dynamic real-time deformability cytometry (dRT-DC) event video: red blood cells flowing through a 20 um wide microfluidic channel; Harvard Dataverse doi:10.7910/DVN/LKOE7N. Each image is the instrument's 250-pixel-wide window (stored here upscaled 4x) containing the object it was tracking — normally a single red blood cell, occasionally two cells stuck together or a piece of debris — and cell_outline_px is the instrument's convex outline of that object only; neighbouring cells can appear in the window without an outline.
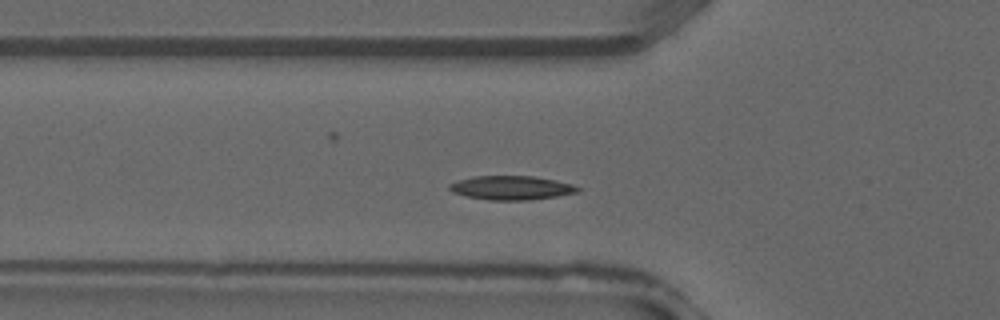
{"species": "common noctule bat (a hibernating species)", "species_latin": "Nyctalus noctula", "temperature_condition": "warm", "stored_images_in_passage": 34, "camera_frame_rate_fps": 3000, "um_per_image_px": 0.085, "animal": {"sex": "male", "forearm_length_mm": 52.5}, "frame": {"image": 1, "passage_image": 8, "time_ms": 2.333, "image_size_px": [1000, 320], "cell_outline_px": [[580, 192], [556, 196], [528, 200], [488, 200], [468, 196], [452, 192], [448, 188], [448, 184], [456, 180], [476, 176], [536, 176], [572, 184], [580, 188]], "centroid_in_image_um": [43.45, 15.96], "position_along_channel_um": 82.3, "area_um2": 17.92}}
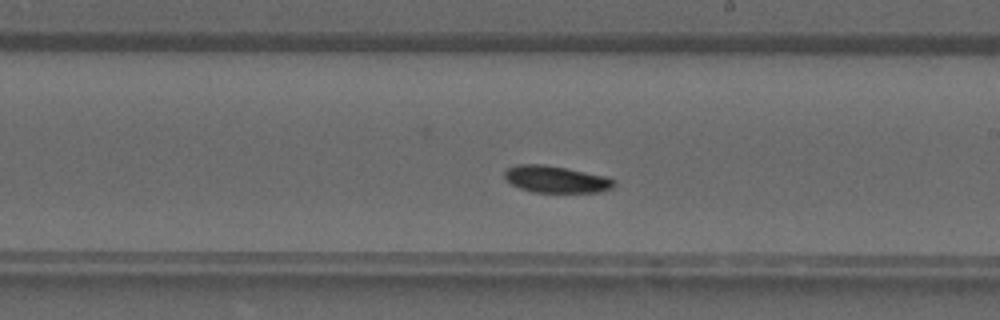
{"frame": {"image": 2, "passage_image": 17, "time_ms": 5.333, "image_size_px": [1000, 320], "cell_outline_px": [[616, 184], [612, 188], [600, 192], [532, 192], [520, 188], [512, 184], [504, 176], [504, 172], [508, 168], [516, 164], [544, 164], [568, 168], [608, 176], [616, 180]], "centroid_in_image_um": [47.31, 15.23], "position_along_channel_um": 241.7, "area_um2": 17.34}}
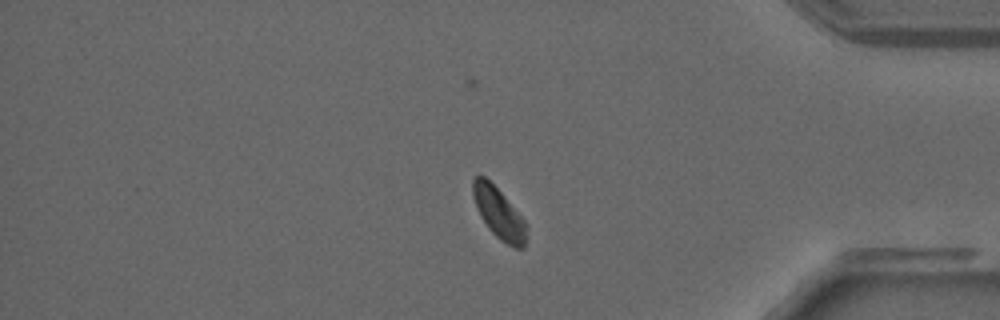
{"frame": {"image": 3, "passage_image": 27, "time_ms": 8.667, "image_size_px": [1000, 320], "cell_outline_px": [[524, 248], [516, 248], [500, 240], [488, 228], [480, 216], [476, 208], [472, 196], [472, 180], [476, 176], [484, 176], [500, 192], [524, 220]], "centroid_in_image_um": [42.32, 18.1], "position_along_channel_um": 392.9, "area_um2": 15.32}}